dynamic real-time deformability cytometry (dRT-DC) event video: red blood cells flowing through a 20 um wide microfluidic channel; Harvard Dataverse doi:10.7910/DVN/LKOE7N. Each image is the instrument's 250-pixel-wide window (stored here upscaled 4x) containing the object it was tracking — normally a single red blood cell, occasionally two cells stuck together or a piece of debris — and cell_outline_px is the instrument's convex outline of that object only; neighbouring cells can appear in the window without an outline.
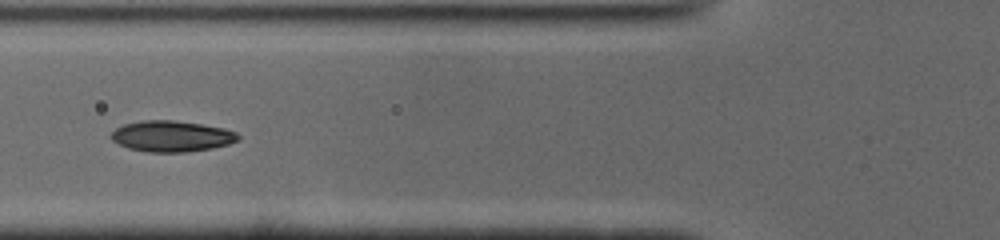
{"species": "common noctule bat (a hibernating species)", "species_latin": "Nyctalus noctula", "temperature_condition": "cold", "stored_images_in_passage": 17, "camera_frame_rate_fps": 3000, "um_per_image_px": 0.085, "animal": {"sex": "male", "body_mass_g": 19.0, "forearm_length_mm": 50.8}, "frame": {"image": 1, "passage_image": 6, "time_ms": 1.667, "image_size_px": [1000, 240], "cell_outline_px": [[240, 140], [228, 144], [212, 148], [188, 152], [148, 152], [128, 148], [112, 140], [108, 136], [116, 128], [124, 124], [140, 120], [176, 120], [224, 128], [236, 132], [240, 136]], "centroid_in_image_um": [14.58, 11.58], "position_along_channel_um": 111.2, "area_um2": 23.06}}
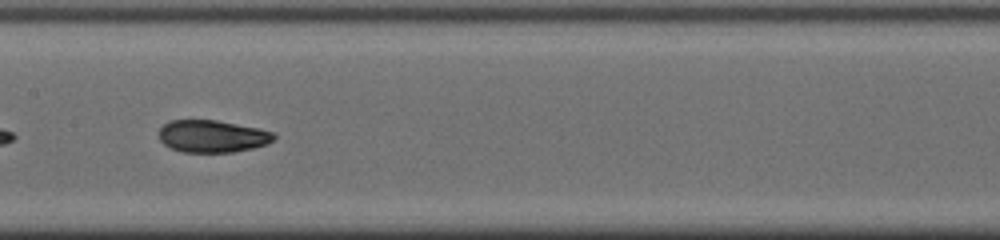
{"frame": {"image": 2, "passage_image": 12, "time_ms": 3.667, "image_size_px": [1000, 240], "cell_outline_px": [[276, 136], [268, 144], [252, 148], [232, 152], [184, 152], [172, 148], [164, 144], [160, 140], [160, 128], [168, 120], [216, 120], [256, 128], [272, 132]], "centroid_in_image_um": [18.03, 11.58], "position_along_channel_um": 189.4, "area_um2": 21.39}}